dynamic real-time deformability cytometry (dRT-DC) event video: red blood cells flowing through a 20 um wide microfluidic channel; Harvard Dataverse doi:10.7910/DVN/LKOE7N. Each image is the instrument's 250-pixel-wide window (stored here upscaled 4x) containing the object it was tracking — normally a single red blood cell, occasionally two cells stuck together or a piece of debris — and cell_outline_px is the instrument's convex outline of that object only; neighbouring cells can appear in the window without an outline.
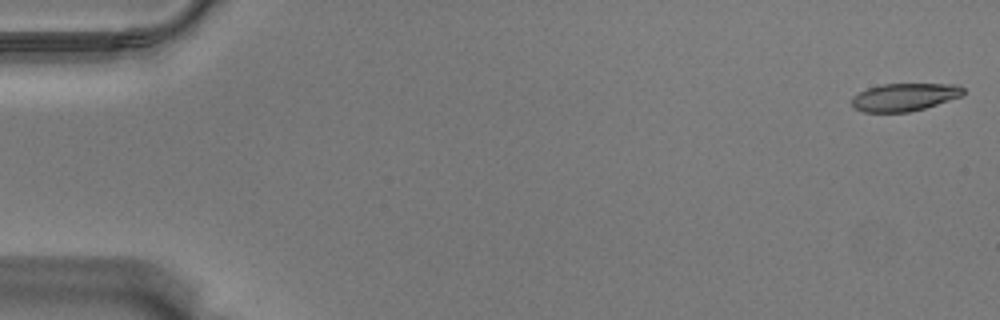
{"species": "Egyptian fruit bat (a non-hibernating species)", "species_latin": "Rousettus aegyptiacus", "temperature_condition": "warm", "stored_images_in_passage": 17, "camera_frame_rate_fps": 3000, "um_per_image_px": 0.085, "animal": {"sex": "male"}, "frame": {"image": 1, "passage_image": 1, "time_ms": 0.0, "image_size_px": [1000, 320], "cell_outline_px": [[964, 92], [960, 96], [924, 108], [908, 112], [864, 112], [856, 108], [852, 104], [852, 96], [868, 88], [884, 84], [956, 84], [964, 88]], "centroid_in_image_um": [76.86, 8.25], "position_along_channel_um": 8.1, "area_um2": 17.74}}
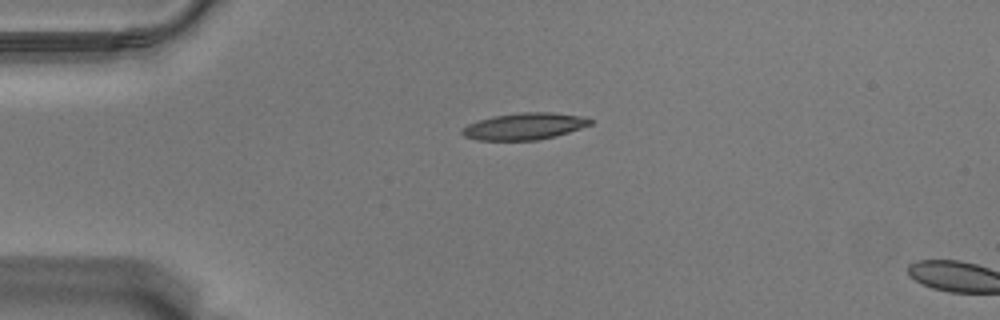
{"frame": {"image": 2, "passage_image": 14, "time_ms": 4.333, "image_size_px": [1000, 320], "cell_outline_px": [[592, 124], [556, 136], [536, 140], [476, 140], [464, 136], [460, 132], [460, 128], [468, 124], [492, 116], [520, 112], [552, 112], [580, 116], [592, 120]], "centroid_in_image_um": [44.53, 10.73], "position_along_channel_um": 40.5, "area_um2": 19.94}}